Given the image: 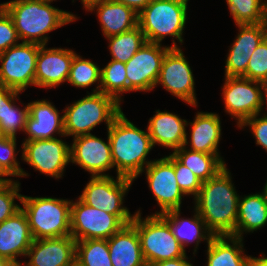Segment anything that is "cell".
<instances>
[{
	"label": "cell",
	"instance_id": "44dd1931",
	"mask_svg": "<svg viewBox=\"0 0 267 266\" xmlns=\"http://www.w3.org/2000/svg\"><path fill=\"white\" fill-rule=\"evenodd\" d=\"M53 103L43 99L28 103V116L26 119L24 140L53 139L54 134L66 137L64 132L63 115L55 108Z\"/></svg>",
	"mask_w": 267,
	"mask_h": 266
},
{
	"label": "cell",
	"instance_id": "836d02e7",
	"mask_svg": "<svg viewBox=\"0 0 267 266\" xmlns=\"http://www.w3.org/2000/svg\"><path fill=\"white\" fill-rule=\"evenodd\" d=\"M67 82L79 88H87L98 82L92 93L100 92L101 68L90 59H82L80 55L76 54L71 63Z\"/></svg>",
	"mask_w": 267,
	"mask_h": 266
},
{
	"label": "cell",
	"instance_id": "5bb4252c",
	"mask_svg": "<svg viewBox=\"0 0 267 266\" xmlns=\"http://www.w3.org/2000/svg\"><path fill=\"white\" fill-rule=\"evenodd\" d=\"M158 84L185 103L197 107L194 76L181 47L166 52L156 86Z\"/></svg>",
	"mask_w": 267,
	"mask_h": 266
},
{
	"label": "cell",
	"instance_id": "c3c4849f",
	"mask_svg": "<svg viewBox=\"0 0 267 266\" xmlns=\"http://www.w3.org/2000/svg\"><path fill=\"white\" fill-rule=\"evenodd\" d=\"M261 86H262L263 100L267 107V76L261 81Z\"/></svg>",
	"mask_w": 267,
	"mask_h": 266
},
{
	"label": "cell",
	"instance_id": "277c9868",
	"mask_svg": "<svg viewBox=\"0 0 267 266\" xmlns=\"http://www.w3.org/2000/svg\"><path fill=\"white\" fill-rule=\"evenodd\" d=\"M20 203L26 213L34 239L71 235L72 200L22 195Z\"/></svg>",
	"mask_w": 267,
	"mask_h": 266
},
{
	"label": "cell",
	"instance_id": "74e56055",
	"mask_svg": "<svg viewBox=\"0 0 267 266\" xmlns=\"http://www.w3.org/2000/svg\"><path fill=\"white\" fill-rule=\"evenodd\" d=\"M174 172L177 184L183 194L195 198L202 186V181L174 156Z\"/></svg>",
	"mask_w": 267,
	"mask_h": 266
},
{
	"label": "cell",
	"instance_id": "7a4b0ae2",
	"mask_svg": "<svg viewBox=\"0 0 267 266\" xmlns=\"http://www.w3.org/2000/svg\"><path fill=\"white\" fill-rule=\"evenodd\" d=\"M52 2V0H11L2 5L12 17L22 42L42 46L47 45L49 32L77 19L73 13L52 6Z\"/></svg>",
	"mask_w": 267,
	"mask_h": 266
},
{
	"label": "cell",
	"instance_id": "6da1fadb",
	"mask_svg": "<svg viewBox=\"0 0 267 266\" xmlns=\"http://www.w3.org/2000/svg\"><path fill=\"white\" fill-rule=\"evenodd\" d=\"M225 166L202 183L194 198L195 210L214 236L233 235L236 229L239 194Z\"/></svg>",
	"mask_w": 267,
	"mask_h": 266
},
{
	"label": "cell",
	"instance_id": "d590c367",
	"mask_svg": "<svg viewBox=\"0 0 267 266\" xmlns=\"http://www.w3.org/2000/svg\"><path fill=\"white\" fill-rule=\"evenodd\" d=\"M17 139L9 136H0V163L5 166L14 177H27L28 173L21 167L16 152Z\"/></svg>",
	"mask_w": 267,
	"mask_h": 266
},
{
	"label": "cell",
	"instance_id": "e575fe53",
	"mask_svg": "<svg viewBox=\"0 0 267 266\" xmlns=\"http://www.w3.org/2000/svg\"><path fill=\"white\" fill-rule=\"evenodd\" d=\"M19 97H14L10 102H6V109L3 117H0V130L2 135L16 138L17 131L25 129L28 116V104L25 108L17 107L16 102Z\"/></svg>",
	"mask_w": 267,
	"mask_h": 266
},
{
	"label": "cell",
	"instance_id": "9c48e42d",
	"mask_svg": "<svg viewBox=\"0 0 267 266\" xmlns=\"http://www.w3.org/2000/svg\"><path fill=\"white\" fill-rule=\"evenodd\" d=\"M39 45L21 42L0 53V85L25 91L35 86L36 63Z\"/></svg>",
	"mask_w": 267,
	"mask_h": 266
},
{
	"label": "cell",
	"instance_id": "83f0119b",
	"mask_svg": "<svg viewBox=\"0 0 267 266\" xmlns=\"http://www.w3.org/2000/svg\"><path fill=\"white\" fill-rule=\"evenodd\" d=\"M267 224V197L263 192L240 196L236 229L232 236L243 239L244 233L254 232Z\"/></svg>",
	"mask_w": 267,
	"mask_h": 266
},
{
	"label": "cell",
	"instance_id": "f6af8a7d",
	"mask_svg": "<svg viewBox=\"0 0 267 266\" xmlns=\"http://www.w3.org/2000/svg\"><path fill=\"white\" fill-rule=\"evenodd\" d=\"M5 176L14 177V175L0 163V186H8L16 182V180H12L9 177L6 178Z\"/></svg>",
	"mask_w": 267,
	"mask_h": 266
},
{
	"label": "cell",
	"instance_id": "2e32d148",
	"mask_svg": "<svg viewBox=\"0 0 267 266\" xmlns=\"http://www.w3.org/2000/svg\"><path fill=\"white\" fill-rule=\"evenodd\" d=\"M70 162L89 172L91 177L109 176L105 172L114 168L109 137L107 143L93 134L74 137Z\"/></svg>",
	"mask_w": 267,
	"mask_h": 266
},
{
	"label": "cell",
	"instance_id": "52a82bcc",
	"mask_svg": "<svg viewBox=\"0 0 267 266\" xmlns=\"http://www.w3.org/2000/svg\"><path fill=\"white\" fill-rule=\"evenodd\" d=\"M138 210L131 224L136 228L142 254L147 266L183 257L186 251L174 236L168 222L160 214H152L142 219Z\"/></svg>",
	"mask_w": 267,
	"mask_h": 266
},
{
	"label": "cell",
	"instance_id": "f907efd6",
	"mask_svg": "<svg viewBox=\"0 0 267 266\" xmlns=\"http://www.w3.org/2000/svg\"><path fill=\"white\" fill-rule=\"evenodd\" d=\"M263 193L267 197V181H266V184L264 186Z\"/></svg>",
	"mask_w": 267,
	"mask_h": 266
},
{
	"label": "cell",
	"instance_id": "1f68e13d",
	"mask_svg": "<svg viewBox=\"0 0 267 266\" xmlns=\"http://www.w3.org/2000/svg\"><path fill=\"white\" fill-rule=\"evenodd\" d=\"M236 25L267 22V0H226Z\"/></svg>",
	"mask_w": 267,
	"mask_h": 266
},
{
	"label": "cell",
	"instance_id": "d6a6232c",
	"mask_svg": "<svg viewBox=\"0 0 267 266\" xmlns=\"http://www.w3.org/2000/svg\"><path fill=\"white\" fill-rule=\"evenodd\" d=\"M100 92L121 104L122 94L128 92L125 63L112 60L101 69Z\"/></svg>",
	"mask_w": 267,
	"mask_h": 266
},
{
	"label": "cell",
	"instance_id": "8d00e7d4",
	"mask_svg": "<svg viewBox=\"0 0 267 266\" xmlns=\"http://www.w3.org/2000/svg\"><path fill=\"white\" fill-rule=\"evenodd\" d=\"M267 76V37L250 56L243 78L261 82Z\"/></svg>",
	"mask_w": 267,
	"mask_h": 266
},
{
	"label": "cell",
	"instance_id": "cb8c5ba5",
	"mask_svg": "<svg viewBox=\"0 0 267 266\" xmlns=\"http://www.w3.org/2000/svg\"><path fill=\"white\" fill-rule=\"evenodd\" d=\"M113 266H147L136 228L130 223L107 239Z\"/></svg>",
	"mask_w": 267,
	"mask_h": 266
},
{
	"label": "cell",
	"instance_id": "ba28073f",
	"mask_svg": "<svg viewBox=\"0 0 267 266\" xmlns=\"http://www.w3.org/2000/svg\"><path fill=\"white\" fill-rule=\"evenodd\" d=\"M134 216H115L104 210L91 207L80 198L71 203V236L76 240L109 239Z\"/></svg>",
	"mask_w": 267,
	"mask_h": 266
},
{
	"label": "cell",
	"instance_id": "603a6c76",
	"mask_svg": "<svg viewBox=\"0 0 267 266\" xmlns=\"http://www.w3.org/2000/svg\"><path fill=\"white\" fill-rule=\"evenodd\" d=\"M191 125L190 142L188 134L184 146L190 144V150L206 154L220 155L218 145L221 139V121L220 116L212 112H198L193 122H187ZM189 142V143H188Z\"/></svg>",
	"mask_w": 267,
	"mask_h": 266
},
{
	"label": "cell",
	"instance_id": "7c38bea8",
	"mask_svg": "<svg viewBox=\"0 0 267 266\" xmlns=\"http://www.w3.org/2000/svg\"><path fill=\"white\" fill-rule=\"evenodd\" d=\"M222 87L225 112L236 118L238 127L246 119L261 114L265 104L261 82L243 77H225Z\"/></svg>",
	"mask_w": 267,
	"mask_h": 266
},
{
	"label": "cell",
	"instance_id": "e0dca14e",
	"mask_svg": "<svg viewBox=\"0 0 267 266\" xmlns=\"http://www.w3.org/2000/svg\"><path fill=\"white\" fill-rule=\"evenodd\" d=\"M237 27L239 33L226 55L225 77H242L253 51L267 37V22Z\"/></svg>",
	"mask_w": 267,
	"mask_h": 266
},
{
	"label": "cell",
	"instance_id": "ee69618b",
	"mask_svg": "<svg viewBox=\"0 0 267 266\" xmlns=\"http://www.w3.org/2000/svg\"><path fill=\"white\" fill-rule=\"evenodd\" d=\"M113 1L122 3L130 7L137 14H139L151 2V0H113Z\"/></svg>",
	"mask_w": 267,
	"mask_h": 266
},
{
	"label": "cell",
	"instance_id": "d4e9b609",
	"mask_svg": "<svg viewBox=\"0 0 267 266\" xmlns=\"http://www.w3.org/2000/svg\"><path fill=\"white\" fill-rule=\"evenodd\" d=\"M88 11H96L106 38L130 31L138 26V14L130 7L113 0L96 4Z\"/></svg>",
	"mask_w": 267,
	"mask_h": 266
},
{
	"label": "cell",
	"instance_id": "3957f363",
	"mask_svg": "<svg viewBox=\"0 0 267 266\" xmlns=\"http://www.w3.org/2000/svg\"><path fill=\"white\" fill-rule=\"evenodd\" d=\"M116 174L135 180L152 162L146 160L154 147L147 131L136 127L123 111L107 130Z\"/></svg>",
	"mask_w": 267,
	"mask_h": 266
},
{
	"label": "cell",
	"instance_id": "5b68a950",
	"mask_svg": "<svg viewBox=\"0 0 267 266\" xmlns=\"http://www.w3.org/2000/svg\"><path fill=\"white\" fill-rule=\"evenodd\" d=\"M63 112L66 137L92 134L101 122L108 128L122 112L120 104L111 96L102 92L88 93L87 96L68 105Z\"/></svg>",
	"mask_w": 267,
	"mask_h": 266
},
{
	"label": "cell",
	"instance_id": "681fc988",
	"mask_svg": "<svg viewBox=\"0 0 267 266\" xmlns=\"http://www.w3.org/2000/svg\"><path fill=\"white\" fill-rule=\"evenodd\" d=\"M0 266H18L9 259L0 256Z\"/></svg>",
	"mask_w": 267,
	"mask_h": 266
},
{
	"label": "cell",
	"instance_id": "8fae6325",
	"mask_svg": "<svg viewBox=\"0 0 267 266\" xmlns=\"http://www.w3.org/2000/svg\"><path fill=\"white\" fill-rule=\"evenodd\" d=\"M172 43V46H162V44L146 41L134 56L125 63L128 92H147L156 87L166 52L170 48H180L175 40Z\"/></svg>",
	"mask_w": 267,
	"mask_h": 266
},
{
	"label": "cell",
	"instance_id": "b9f144b4",
	"mask_svg": "<svg viewBox=\"0 0 267 266\" xmlns=\"http://www.w3.org/2000/svg\"><path fill=\"white\" fill-rule=\"evenodd\" d=\"M22 92L0 85V117H3L6 102H10L14 97H19Z\"/></svg>",
	"mask_w": 267,
	"mask_h": 266
},
{
	"label": "cell",
	"instance_id": "f1b7e54d",
	"mask_svg": "<svg viewBox=\"0 0 267 266\" xmlns=\"http://www.w3.org/2000/svg\"><path fill=\"white\" fill-rule=\"evenodd\" d=\"M183 146L172 154L188 167L202 182L214 177L226 164L220 155L206 154Z\"/></svg>",
	"mask_w": 267,
	"mask_h": 266
},
{
	"label": "cell",
	"instance_id": "ac0fdd59",
	"mask_svg": "<svg viewBox=\"0 0 267 266\" xmlns=\"http://www.w3.org/2000/svg\"><path fill=\"white\" fill-rule=\"evenodd\" d=\"M71 49L46 48L39 45L36 63L35 86L41 88H56L67 82L73 57Z\"/></svg>",
	"mask_w": 267,
	"mask_h": 266
},
{
	"label": "cell",
	"instance_id": "4fadbf2b",
	"mask_svg": "<svg viewBox=\"0 0 267 266\" xmlns=\"http://www.w3.org/2000/svg\"><path fill=\"white\" fill-rule=\"evenodd\" d=\"M21 157L35 171L59 179L70 162V145L57 137L26 141L22 143Z\"/></svg>",
	"mask_w": 267,
	"mask_h": 266
},
{
	"label": "cell",
	"instance_id": "ffe728a7",
	"mask_svg": "<svg viewBox=\"0 0 267 266\" xmlns=\"http://www.w3.org/2000/svg\"><path fill=\"white\" fill-rule=\"evenodd\" d=\"M34 238L26 213L22 208L13 216L0 223V256L11 260L18 266L19 256L26 257Z\"/></svg>",
	"mask_w": 267,
	"mask_h": 266
},
{
	"label": "cell",
	"instance_id": "8992f818",
	"mask_svg": "<svg viewBox=\"0 0 267 266\" xmlns=\"http://www.w3.org/2000/svg\"><path fill=\"white\" fill-rule=\"evenodd\" d=\"M189 0H151L138 14V26L147 42L161 44L166 36L183 43Z\"/></svg>",
	"mask_w": 267,
	"mask_h": 266
},
{
	"label": "cell",
	"instance_id": "9a60e30c",
	"mask_svg": "<svg viewBox=\"0 0 267 266\" xmlns=\"http://www.w3.org/2000/svg\"><path fill=\"white\" fill-rule=\"evenodd\" d=\"M144 170L142 173L145 172L148 187L152 191L161 210L153 214H162L170 210H181L182 198L185 195L180 190L176 181L174 155L171 153L169 156L154 159Z\"/></svg>",
	"mask_w": 267,
	"mask_h": 266
},
{
	"label": "cell",
	"instance_id": "ab89813d",
	"mask_svg": "<svg viewBox=\"0 0 267 266\" xmlns=\"http://www.w3.org/2000/svg\"><path fill=\"white\" fill-rule=\"evenodd\" d=\"M19 36L12 17L0 4V53L19 44Z\"/></svg>",
	"mask_w": 267,
	"mask_h": 266
},
{
	"label": "cell",
	"instance_id": "f546056e",
	"mask_svg": "<svg viewBox=\"0 0 267 266\" xmlns=\"http://www.w3.org/2000/svg\"><path fill=\"white\" fill-rule=\"evenodd\" d=\"M112 60L126 63L146 42L144 33L139 26L134 29L107 37Z\"/></svg>",
	"mask_w": 267,
	"mask_h": 266
},
{
	"label": "cell",
	"instance_id": "7dc6e473",
	"mask_svg": "<svg viewBox=\"0 0 267 266\" xmlns=\"http://www.w3.org/2000/svg\"><path fill=\"white\" fill-rule=\"evenodd\" d=\"M105 1L107 0H81V4H83L84 9L88 11L92 6Z\"/></svg>",
	"mask_w": 267,
	"mask_h": 266
},
{
	"label": "cell",
	"instance_id": "4dcf8cb0",
	"mask_svg": "<svg viewBox=\"0 0 267 266\" xmlns=\"http://www.w3.org/2000/svg\"><path fill=\"white\" fill-rule=\"evenodd\" d=\"M75 264L78 266H113L107 239L76 241Z\"/></svg>",
	"mask_w": 267,
	"mask_h": 266
},
{
	"label": "cell",
	"instance_id": "d6986e66",
	"mask_svg": "<svg viewBox=\"0 0 267 266\" xmlns=\"http://www.w3.org/2000/svg\"><path fill=\"white\" fill-rule=\"evenodd\" d=\"M21 266H74L76 240L71 236L34 239Z\"/></svg>",
	"mask_w": 267,
	"mask_h": 266
},
{
	"label": "cell",
	"instance_id": "60d3db41",
	"mask_svg": "<svg viewBox=\"0 0 267 266\" xmlns=\"http://www.w3.org/2000/svg\"><path fill=\"white\" fill-rule=\"evenodd\" d=\"M259 115L256 114L246 119L238 128L244 129L243 127L249 126L255 137L256 145H260L267 152V114L260 118Z\"/></svg>",
	"mask_w": 267,
	"mask_h": 266
},
{
	"label": "cell",
	"instance_id": "484cf974",
	"mask_svg": "<svg viewBox=\"0 0 267 266\" xmlns=\"http://www.w3.org/2000/svg\"><path fill=\"white\" fill-rule=\"evenodd\" d=\"M195 213L192 218H180V209L170 210L160 214L169 224L174 236L186 251L185 247L190 243H195L194 252L199 247L201 241L208 243L214 236L206 227L205 221L194 209Z\"/></svg>",
	"mask_w": 267,
	"mask_h": 266
},
{
	"label": "cell",
	"instance_id": "f35d334b",
	"mask_svg": "<svg viewBox=\"0 0 267 266\" xmlns=\"http://www.w3.org/2000/svg\"><path fill=\"white\" fill-rule=\"evenodd\" d=\"M19 186V181L8 186H0V223L22 208L18 203H15V199L22 200V194H19Z\"/></svg>",
	"mask_w": 267,
	"mask_h": 266
},
{
	"label": "cell",
	"instance_id": "30bf717a",
	"mask_svg": "<svg viewBox=\"0 0 267 266\" xmlns=\"http://www.w3.org/2000/svg\"><path fill=\"white\" fill-rule=\"evenodd\" d=\"M133 181L118 175L116 180L111 175L90 177L79 198L87 205L115 216H134L123 206L124 197Z\"/></svg>",
	"mask_w": 267,
	"mask_h": 266
},
{
	"label": "cell",
	"instance_id": "bcb514c9",
	"mask_svg": "<svg viewBox=\"0 0 267 266\" xmlns=\"http://www.w3.org/2000/svg\"><path fill=\"white\" fill-rule=\"evenodd\" d=\"M248 266H267V257H265V254L259 258L250 256Z\"/></svg>",
	"mask_w": 267,
	"mask_h": 266
},
{
	"label": "cell",
	"instance_id": "4316f807",
	"mask_svg": "<svg viewBox=\"0 0 267 266\" xmlns=\"http://www.w3.org/2000/svg\"><path fill=\"white\" fill-rule=\"evenodd\" d=\"M242 241L232 235L213 236L207 243L206 266H248L250 256L244 253Z\"/></svg>",
	"mask_w": 267,
	"mask_h": 266
},
{
	"label": "cell",
	"instance_id": "7402d4cb",
	"mask_svg": "<svg viewBox=\"0 0 267 266\" xmlns=\"http://www.w3.org/2000/svg\"><path fill=\"white\" fill-rule=\"evenodd\" d=\"M155 115L149 119L148 129L152 144L173 149V152L184 146L186 140L187 122L177 114L168 111H155Z\"/></svg>",
	"mask_w": 267,
	"mask_h": 266
},
{
	"label": "cell",
	"instance_id": "7bdbcfd3",
	"mask_svg": "<svg viewBox=\"0 0 267 266\" xmlns=\"http://www.w3.org/2000/svg\"><path fill=\"white\" fill-rule=\"evenodd\" d=\"M188 259L189 258L185 254L183 257H178V258H175V259L159 261V262L153 263V264H151L149 266H193V264L190 263V260L188 262Z\"/></svg>",
	"mask_w": 267,
	"mask_h": 266
}]
</instances>
